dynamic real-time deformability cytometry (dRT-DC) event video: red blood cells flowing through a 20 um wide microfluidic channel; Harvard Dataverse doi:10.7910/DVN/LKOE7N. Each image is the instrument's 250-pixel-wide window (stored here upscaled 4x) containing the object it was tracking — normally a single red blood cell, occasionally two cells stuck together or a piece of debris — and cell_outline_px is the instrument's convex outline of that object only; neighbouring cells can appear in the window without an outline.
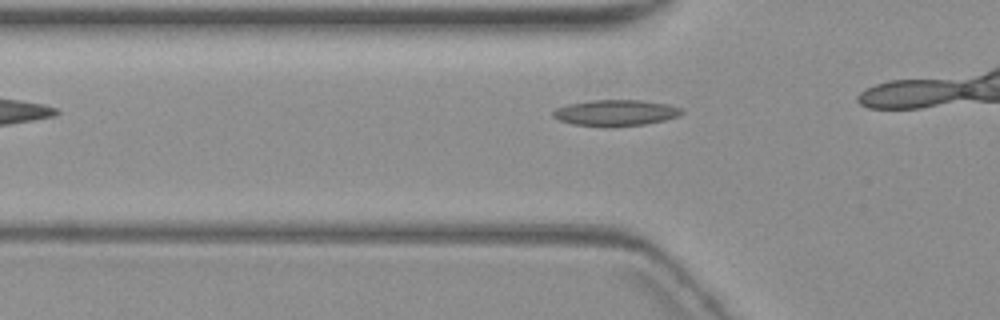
{"species": "common noctule bat (a hibernating species)", "species_latin": "Nyctalus noctula", "temperature_condition": "warm", "stored_images_in_passage": 4, "camera_frame_rate_fps": 3000, "um_per_image_px": 0.085, "animal": {"sex": "female", "body_mass_g": 19.3, "forearm_length_mm": 54.1}, "frame": {"image": 1, "passage_image": 4, "time_ms": 3.667, "image_size_px": [1000, 320], "cell_outline_px": [[684, 112], [676, 116], [664, 120], [644, 124], [604, 128], [572, 124], [560, 120], [552, 116], [552, 112], [556, 108], [568, 104], [592, 100], [640, 100], [668, 104], [680, 108]], "centroid_in_image_um": [52.28, 9.6], "position_along_channel_um": 73.5, "area_um2": 19.65}}